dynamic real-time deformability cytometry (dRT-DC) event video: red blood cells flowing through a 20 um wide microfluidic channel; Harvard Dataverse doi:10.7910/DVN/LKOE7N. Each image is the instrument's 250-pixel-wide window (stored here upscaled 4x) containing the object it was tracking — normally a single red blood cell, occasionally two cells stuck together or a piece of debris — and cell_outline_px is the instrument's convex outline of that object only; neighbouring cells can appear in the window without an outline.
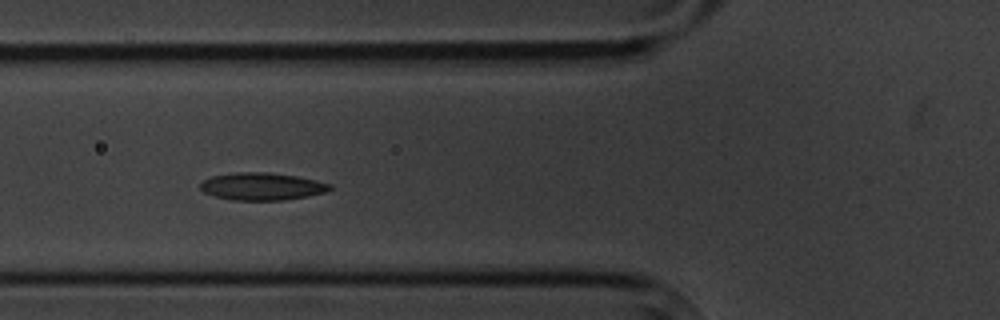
{"species": "common noctule bat (a hibernating species)", "species_latin": "Nyctalus noctula", "temperature_condition": "cold", "stored_images_in_passage": 5, "camera_frame_rate_fps": 3000, "um_per_image_px": 0.085, "animal": {"sex": "male", "body_mass_g": 20.1, "forearm_length_mm": 53.5}, "frame": {"image": 1, "passage_image": 4, "time_ms": 4.333, "image_size_px": [1000, 320], "cell_outline_px": [[332, 188], [328, 192], [308, 196], [284, 200], [232, 200], [216, 196], [204, 192], [200, 188], [200, 184], [204, 180], [212, 176], [236, 172], [268, 172], [296, 176], [316, 180], [332, 184]], "centroid_in_image_um": [22.3, 15.84], "position_along_channel_um": 103.5, "area_um2": 20.75}}
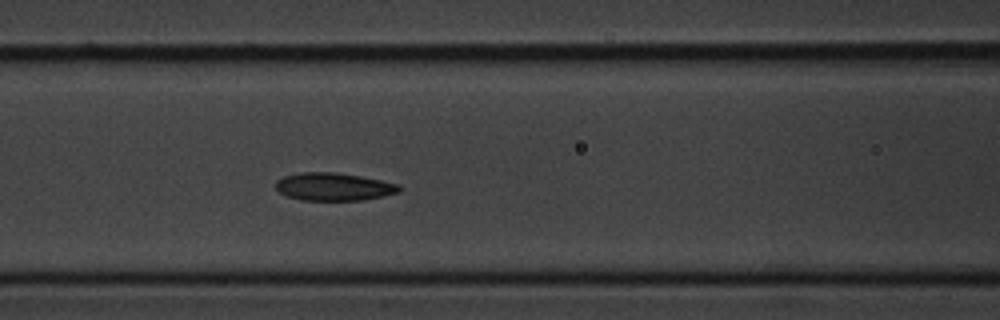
{"frame": {"image": 2, "passage_image": 5, "time_ms": 5.333, "image_size_px": [1000, 320], "cell_outline_px": [[404, 188], [400, 192], [384, 196], [364, 200], [300, 200], [288, 196], [280, 192], [276, 188], [276, 180], [284, 176], [300, 172], [332, 172], [360, 176], [400, 184]], "centroid_in_image_um": [28.41, 15.87], "position_along_channel_um": 138.2, "area_um2": 20.11}}